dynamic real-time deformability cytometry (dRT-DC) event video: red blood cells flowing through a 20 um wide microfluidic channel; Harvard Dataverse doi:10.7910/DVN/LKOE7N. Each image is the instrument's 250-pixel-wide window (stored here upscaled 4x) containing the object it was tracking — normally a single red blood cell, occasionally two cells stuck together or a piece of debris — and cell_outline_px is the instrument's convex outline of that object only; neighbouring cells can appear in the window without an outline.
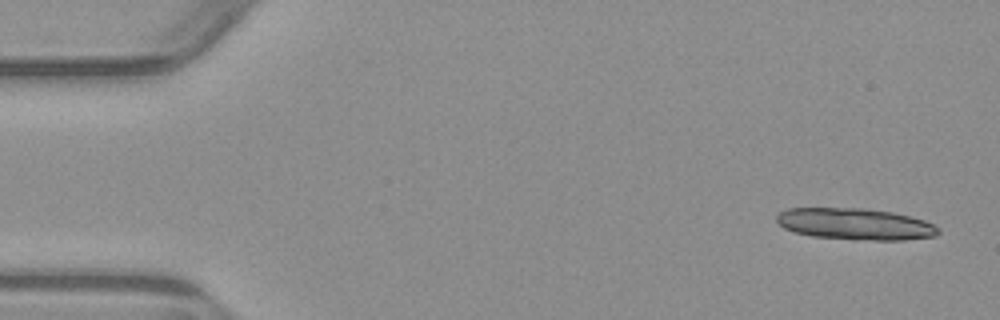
{"species": "common noctule bat (a hibernating species)", "species_latin": "Nyctalus noctula", "temperature_condition": "warm", "stored_images_in_passage": 4, "camera_frame_rate_fps": 3000, "um_per_image_px": 0.085, "animal": {"sex": "male", "body_mass_g": 23.1, "forearm_length_mm": 52.7}, "frame": {"image": 1, "passage_image": 1, "time_ms": 0.0, "image_size_px": [1000, 320], "cell_outline_px": [[940, 232], [936, 236], [904, 240], [852, 240], [812, 236], [796, 232], [784, 228], [776, 220], [776, 216], [780, 212], [788, 208], [864, 208], [892, 212], [924, 220], [940, 228]], "centroid_in_image_um": [72.7, 19.05], "position_along_channel_um": 12.3, "area_um2": 29.82}}